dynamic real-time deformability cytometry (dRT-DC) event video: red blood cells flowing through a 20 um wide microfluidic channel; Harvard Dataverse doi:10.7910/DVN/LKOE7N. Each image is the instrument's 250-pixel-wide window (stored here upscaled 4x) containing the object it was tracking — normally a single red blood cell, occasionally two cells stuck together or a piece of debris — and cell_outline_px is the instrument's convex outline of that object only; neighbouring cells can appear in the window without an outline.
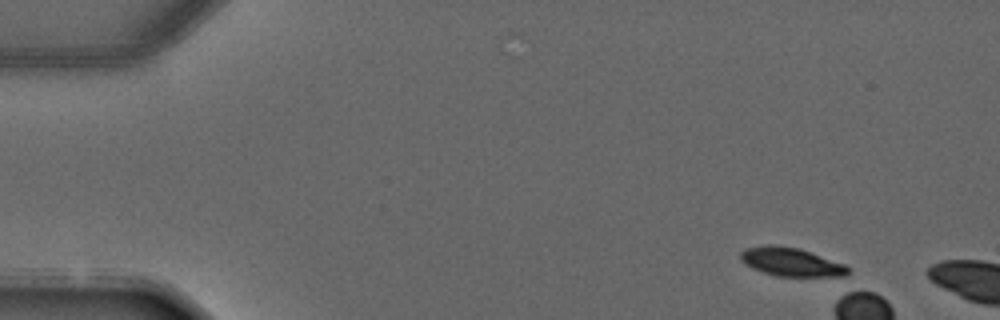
{"species": "common noctule bat (a hibernating species)", "species_latin": "Nyctalus noctula", "temperature_condition": "warm", "stored_images_in_passage": 2, "camera_frame_rate_fps": 3000, "um_per_image_px": 0.085, "animal": {"sex": "male", "forearm_length_mm": 52.5}, "frame": {"image": 1, "passage_image": 1, "time_ms": 0.0, "image_size_px": [1000, 320], "cell_outline_px": [[848, 272], [844, 280], [840, 280], [776, 276], [752, 268], [740, 260], [740, 252], [744, 248], [764, 244], [776, 244], [800, 248], [844, 264], [848, 268]], "centroid_in_image_um": [67.34, 22.32], "position_along_channel_um": 17.7, "area_um2": 19.02}}